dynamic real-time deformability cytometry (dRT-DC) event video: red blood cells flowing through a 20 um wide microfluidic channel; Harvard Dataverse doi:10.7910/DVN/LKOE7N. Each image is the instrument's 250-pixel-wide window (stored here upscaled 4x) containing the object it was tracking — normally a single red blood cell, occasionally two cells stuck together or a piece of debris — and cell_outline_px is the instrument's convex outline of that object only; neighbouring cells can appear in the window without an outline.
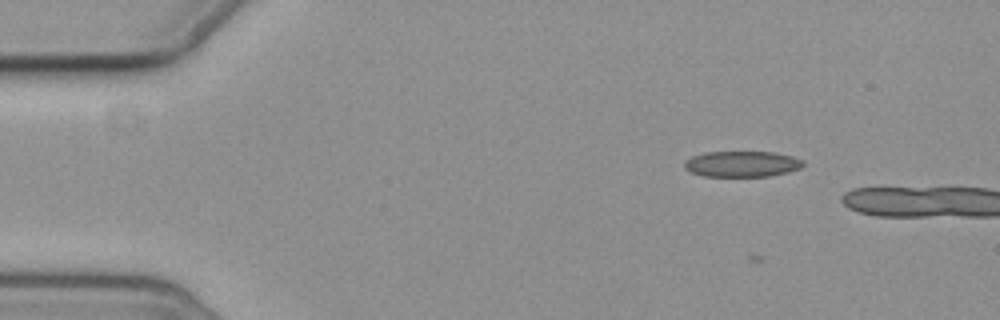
{"species": "common noctule bat (a hibernating species)", "species_latin": "Nyctalus noctula", "temperature_condition": "cold", "stored_images_in_passage": 5, "camera_frame_rate_fps": 3000, "um_per_image_px": 0.085, "animal": {"sex": "female", "body_mass_g": 19.3, "forearm_length_mm": 54.1}, "frame": {"image": 1, "passage_image": 3, "time_ms": 2.333, "image_size_px": [1000, 320], "cell_outline_px": [[804, 164], [800, 168], [788, 172], [768, 176], [704, 176], [692, 172], [684, 168], [684, 160], [692, 156], [704, 152], [776, 152], [792, 156], [804, 160]], "centroid_in_image_um": [63.07, 13.93], "position_along_channel_um": 21.9, "area_um2": 17.92}}